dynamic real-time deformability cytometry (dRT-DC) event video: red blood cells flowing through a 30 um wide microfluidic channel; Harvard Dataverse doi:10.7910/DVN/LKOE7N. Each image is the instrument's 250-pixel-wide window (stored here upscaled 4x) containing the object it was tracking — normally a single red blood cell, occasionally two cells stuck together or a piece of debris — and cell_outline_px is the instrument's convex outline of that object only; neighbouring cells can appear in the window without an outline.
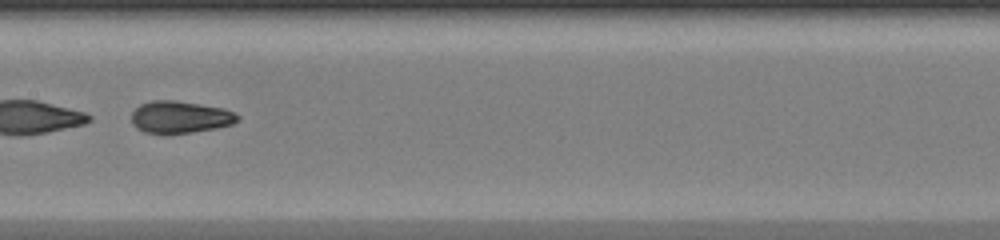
{"species": "common noctule bat (a hibernating species)", "species_latin": "Nyctalus noctula", "temperature_condition": "warm", "stored_images_in_passage": 48, "camera_frame_rate_fps": 3000, "um_per_image_px": 0.085, "animal": {"sex": "female", "body_mass_g": 20.0, "forearm_length_mm": 54.0}, "frame": {"image": 1, "passage_image": 26, "time_ms": 8.333, "image_size_px": [1000, 240], "cell_outline_px": [[240, 120], [232, 124], [216, 128], [192, 132], [164, 136], [144, 132], [136, 128], [132, 124], [132, 112], [140, 104], [152, 100], [176, 100], [224, 108], [236, 112], [240, 116]], "centroid_in_image_um": [15.3, 9.97], "position_along_channel_um": 192.1, "area_um2": 20.46}}
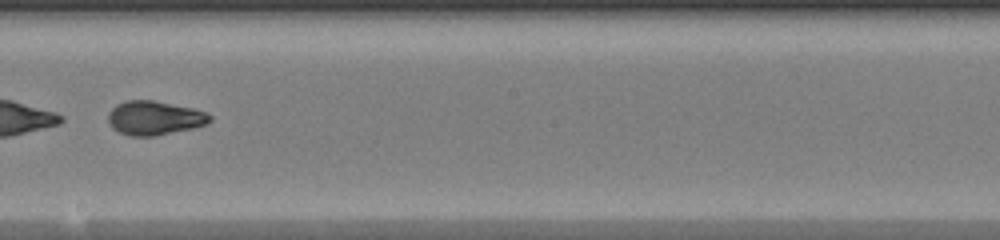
{"frame": {"image": 2, "passage_image": 29, "time_ms": 9.333, "image_size_px": [1000, 240], "cell_outline_px": [[212, 120], [204, 124], [192, 128], [152, 136], [128, 136], [112, 128], [108, 124], [108, 112], [116, 104], [128, 100], [152, 100], [192, 108], [204, 112], [212, 116]], "centroid_in_image_um": [13.07, 10.02], "position_along_channel_um": 235.1, "area_um2": 20.0}}